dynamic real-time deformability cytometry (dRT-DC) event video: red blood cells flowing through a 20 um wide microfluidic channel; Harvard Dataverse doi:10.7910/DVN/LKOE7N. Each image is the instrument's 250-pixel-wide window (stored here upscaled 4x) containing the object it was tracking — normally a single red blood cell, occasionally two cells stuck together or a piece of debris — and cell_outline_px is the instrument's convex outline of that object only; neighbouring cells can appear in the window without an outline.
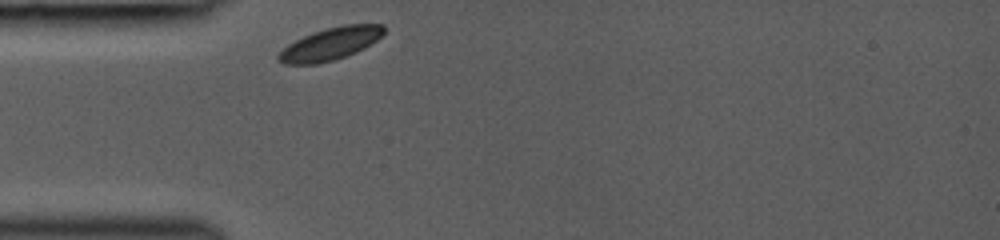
{"species": "common noctule bat (a hibernating species)", "species_latin": "Nyctalus noctula", "temperature_condition": "room temperature", "stored_images_in_passage": 25, "camera_frame_rate_fps": 3000, "um_per_image_px": 0.085, "animal": {"sex": "female", "body_mass_g": 19.0, "forearm_length_mm": 53.3}, "frame": {"image": 1, "passage_image": 1, "time_ms": 0.0, "image_size_px": [1000, 240], "cell_outline_px": [[384, 32], [376, 40], [364, 48], [356, 52], [332, 60], [316, 64], [284, 64], [276, 60], [276, 56], [288, 44], [312, 32], [344, 24], [384, 24]], "centroid_in_image_um": [28.06, 3.72], "position_along_channel_um": 56.9, "area_um2": 19.71}}
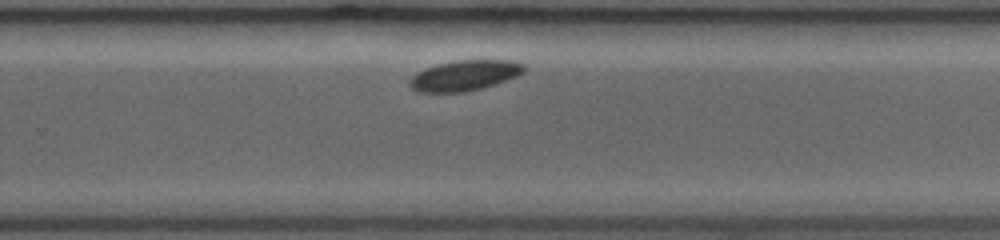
{"frame": {"image": 2, "passage_image": 16, "time_ms": 6.0, "image_size_px": [1000, 240], "cell_outline_px": [[528, 68], [524, 72], [516, 76], [480, 88], [464, 92], [416, 92], [408, 84], [408, 80], [416, 72], [424, 68], [436, 64], [452, 60], [512, 60], [524, 64]], "centroid_in_image_um": [39.45, 6.4], "position_along_channel_um": 290.4, "area_um2": 20.4}}
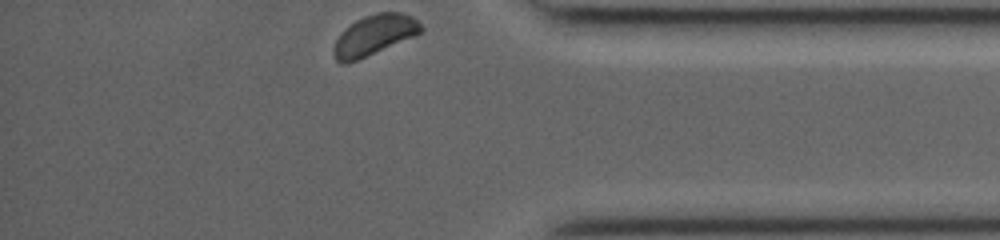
{"frame": {"image": 3, "passage_image": 25, "time_ms": 9.0, "image_size_px": [1000, 240], "cell_outline_px": [[424, 28], [416, 36], [356, 60], [344, 64], [340, 64], [336, 60], [332, 52], [332, 48], [340, 32], [356, 20], [364, 16], [376, 12], [400, 12], [412, 16]], "centroid_in_image_um": [31.79, 2.98], "position_along_channel_um": 403.4, "area_um2": 20.52}}